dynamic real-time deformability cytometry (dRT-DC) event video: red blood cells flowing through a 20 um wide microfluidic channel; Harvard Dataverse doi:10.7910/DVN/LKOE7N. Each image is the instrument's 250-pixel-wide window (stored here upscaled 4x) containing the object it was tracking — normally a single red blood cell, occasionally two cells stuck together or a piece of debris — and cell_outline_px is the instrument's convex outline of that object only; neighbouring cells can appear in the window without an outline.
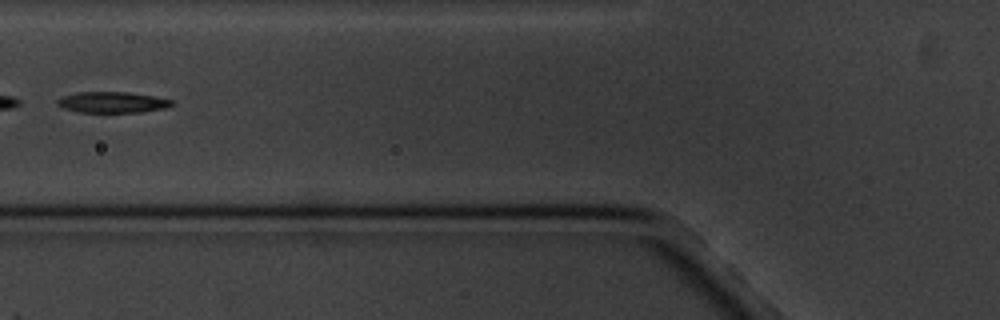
{"species": "common noctule bat (a hibernating species)", "species_latin": "Nyctalus noctula", "temperature_condition": "cold", "stored_images_in_passage": 8, "camera_frame_rate_fps": 3000, "um_per_image_px": 0.085, "animal": {"sex": "male", "body_mass_g": 20.1, "forearm_length_mm": 53.5}, "frame": {"image": 1, "passage_image": 6, "time_ms": 6.667, "image_size_px": [1000, 320], "cell_outline_px": [[172, 104], [168, 108], [144, 112], [76, 112], [64, 108], [56, 104], [56, 100], [60, 96], [80, 92], [128, 92], [156, 96], [172, 100]], "centroid_in_image_um": [9.55, 8.69], "position_along_channel_um": 116.3, "area_um2": 14.16}}
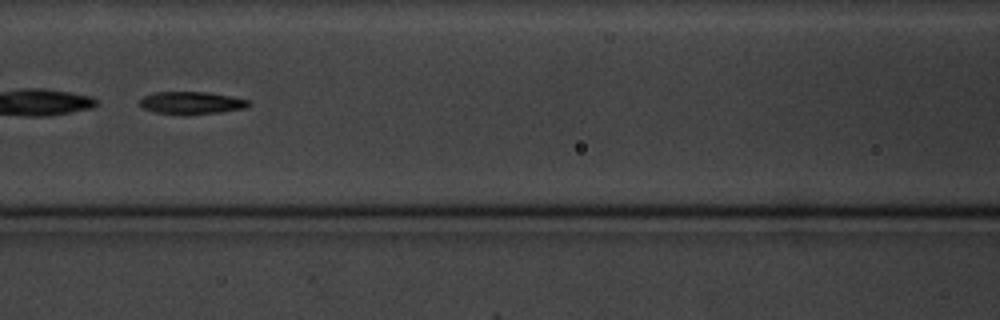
{"frame": {"image": 2, "passage_image": 7, "time_ms": 7.667, "image_size_px": [1000, 320], "cell_outline_px": [[248, 104], [244, 108], [224, 112], [156, 112], [144, 108], [140, 104], [140, 100], [144, 96], [156, 92], [208, 92], [232, 96], [248, 100]], "centroid_in_image_um": [16.3, 8.7], "position_along_channel_um": 150.3, "area_um2": 13.41}}
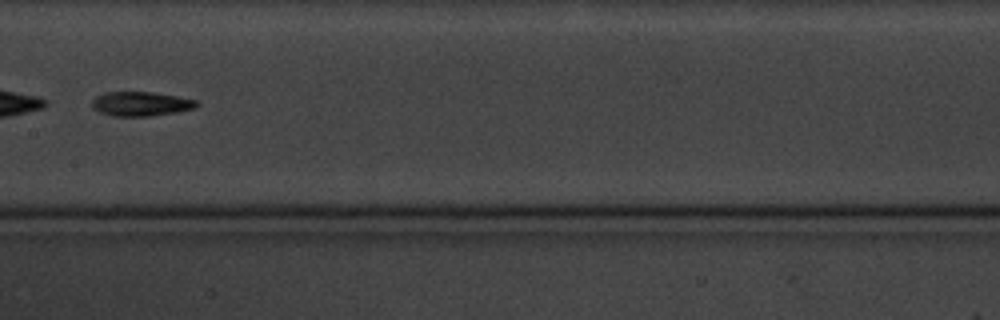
{"frame": {"image": 3, "passage_image": 8, "time_ms": 9.0, "image_size_px": [1000, 320], "cell_outline_px": [[196, 108], [176, 112], [148, 116], [112, 116], [100, 112], [92, 108], [92, 100], [96, 96], [108, 92], [152, 92], [176, 96], [196, 100]], "centroid_in_image_um": [11.94, 8.83], "position_along_channel_um": 195.5, "area_um2": 14.68}}